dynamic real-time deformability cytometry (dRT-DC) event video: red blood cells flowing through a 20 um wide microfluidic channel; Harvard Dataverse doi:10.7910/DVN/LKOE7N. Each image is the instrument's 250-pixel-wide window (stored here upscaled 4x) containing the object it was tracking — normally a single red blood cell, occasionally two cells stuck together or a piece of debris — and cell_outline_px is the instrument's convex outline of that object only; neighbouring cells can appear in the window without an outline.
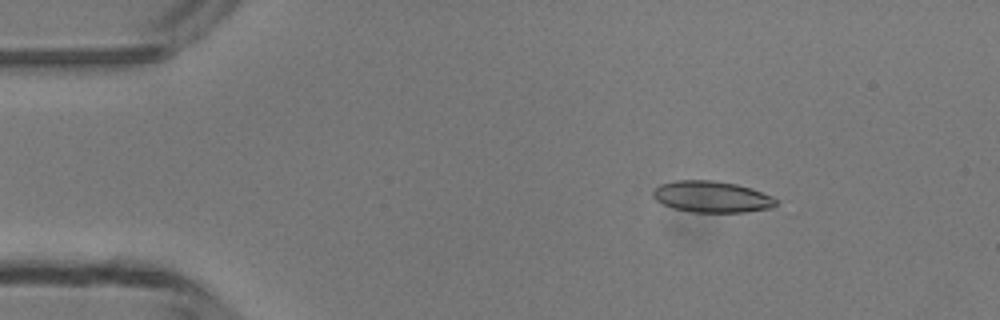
{"species": "common noctule bat (a hibernating species)", "species_latin": "Nyctalus noctula", "temperature_condition": "room temperature", "stored_images_in_passage": 4, "camera_frame_rate_fps": 3000, "um_per_image_px": 0.085, "animal": {"sex": "male", "body_mass_g": 13.3}, "frame": {"image": 1, "passage_image": 2, "time_ms": 2.0, "image_size_px": [1000, 320], "cell_outline_px": [[780, 200], [772, 208], [744, 212], [692, 212], [672, 208], [656, 200], [652, 196], [652, 192], [660, 184], [676, 180], [712, 180], [736, 184], [752, 188], [772, 196]], "centroid_in_image_um": [60.52, 16.72], "position_along_channel_um": 24.5, "area_um2": 22.6}}
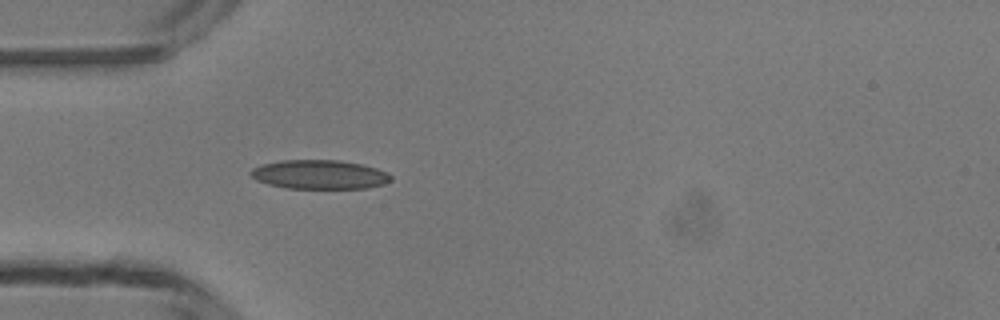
{"frame": {"image": 2, "passage_image": 4, "time_ms": 4.333, "image_size_px": [1000, 320], "cell_outline_px": [[392, 180], [384, 184], [368, 188], [288, 188], [268, 184], [256, 180], [248, 172], [252, 168], [260, 164], [280, 160], [340, 160], [360, 164], [376, 168], [392, 176]], "centroid_in_image_um": [27.12, 14.83], "position_along_channel_um": 57.9, "area_um2": 23.76}}